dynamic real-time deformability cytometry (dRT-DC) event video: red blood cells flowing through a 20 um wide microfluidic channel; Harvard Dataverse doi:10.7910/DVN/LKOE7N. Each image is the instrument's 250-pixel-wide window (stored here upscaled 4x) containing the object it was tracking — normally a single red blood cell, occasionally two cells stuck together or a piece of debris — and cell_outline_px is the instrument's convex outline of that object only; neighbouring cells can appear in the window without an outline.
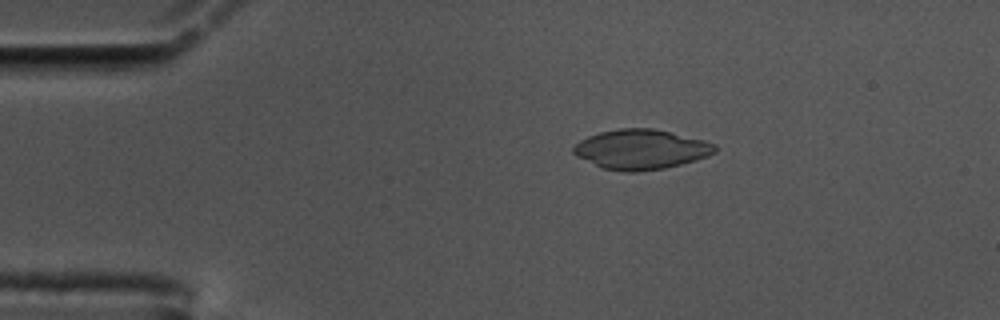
{"species": "common noctule bat (a hibernating species)", "species_latin": "Nyctalus noctula", "temperature_condition": "cold", "stored_images_in_passage": 50, "camera_frame_rate_fps": 3000, "um_per_image_px": 0.085, "animal": {"sex": "male", "body_mass_g": 17.5, "forearm_length_mm": 52.3}, "frame": {"image": 1, "passage_image": 3, "time_ms": 0.667, "image_size_px": [1000, 320], "cell_outline_px": [[716, 152], [708, 156], [696, 160], [664, 168], [636, 172], [624, 172], [600, 168], [576, 156], [572, 152], [572, 148], [580, 140], [588, 136], [600, 132], [616, 128], [652, 128], [704, 140], [716, 144]], "centroid_in_image_um": [54.45, 12.7], "position_along_channel_um": 30.5, "area_um2": 32.95}}
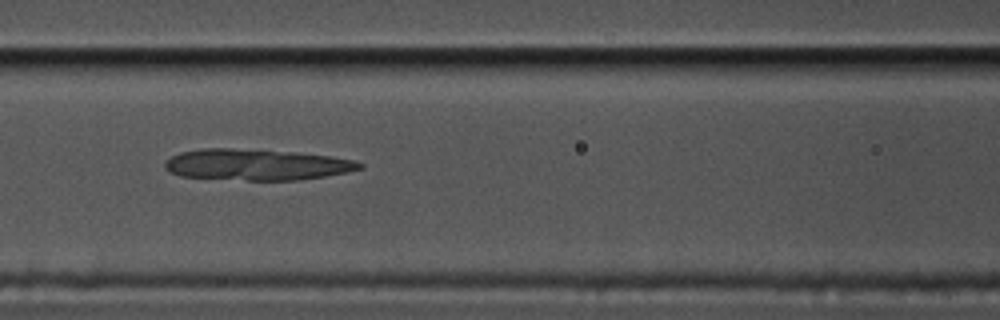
{"frame": {"image": 2, "passage_image": 17, "time_ms": 5.333, "image_size_px": [1000, 320], "cell_outline_px": [[364, 168], [348, 172], [300, 180], [248, 180], [180, 176], [168, 172], [164, 168], [164, 164], [172, 156], [180, 152], [204, 148], [228, 148], [296, 152], [332, 156], [356, 160], [364, 164]], "centroid_in_image_um": [21.84, 13.99], "position_along_channel_um": 144.8, "area_um2": 35.43}}